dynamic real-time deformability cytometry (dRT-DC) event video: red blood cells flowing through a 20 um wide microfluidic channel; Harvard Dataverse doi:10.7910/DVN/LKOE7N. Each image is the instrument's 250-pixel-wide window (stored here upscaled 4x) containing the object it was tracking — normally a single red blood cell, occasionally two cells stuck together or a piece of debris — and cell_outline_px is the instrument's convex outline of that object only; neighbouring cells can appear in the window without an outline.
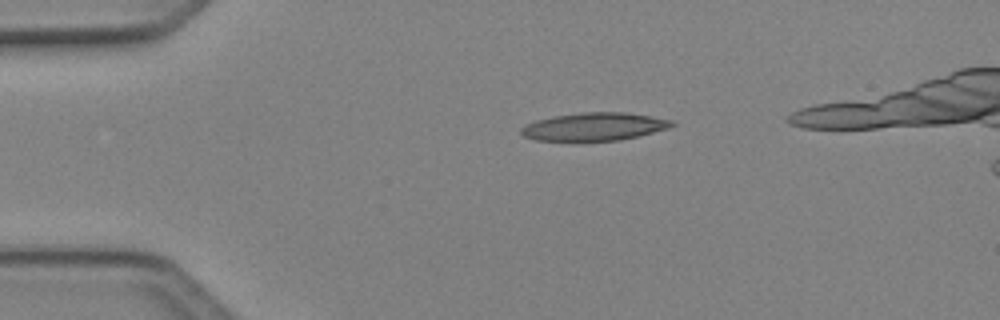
{"species": "Egyptian fruit bat (a non-hibernating species)", "species_latin": "Rousettus aegyptiacus", "temperature_condition": "cold", "stored_images_in_passage": 36, "camera_frame_rate_fps": 3000, "um_per_image_px": 0.085, "animal": {"sex": "female"}, "frame": {"image": 1, "passage_image": 1, "time_ms": 0.0, "image_size_px": [1000, 320], "cell_outline_px": [[676, 124], [668, 128], [620, 140], [572, 144], [536, 140], [524, 136], [520, 132], [520, 128], [524, 124], [536, 120], [556, 116], [584, 112], [624, 112], [672, 120]], "centroid_in_image_um": [50.4, 10.82], "position_along_channel_um": 34.6, "area_um2": 25.32}}
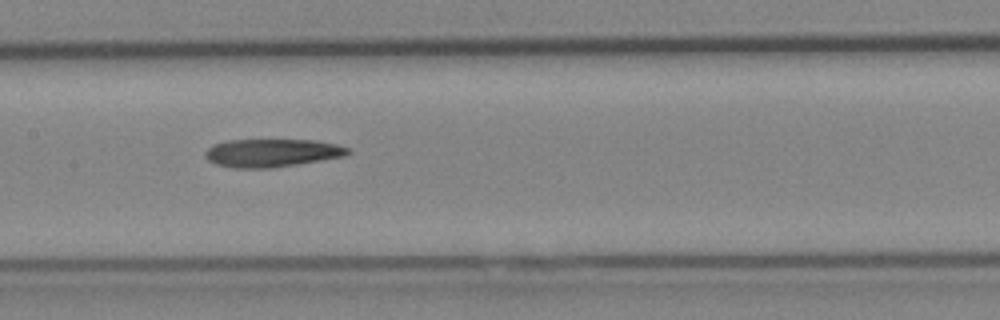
{"frame": {"image": 2, "passage_image": 15, "time_ms": 4.667, "image_size_px": [1000, 320], "cell_outline_px": [[352, 152], [344, 156], [272, 168], [236, 168], [216, 164], [208, 160], [204, 156], [204, 152], [212, 144], [228, 140], [316, 140], [336, 144], [348, 148]], "centroid_in_image_um": [23.08, 12.99], "position_along_channel_um": 184.3, "area_um2": 23.29}}
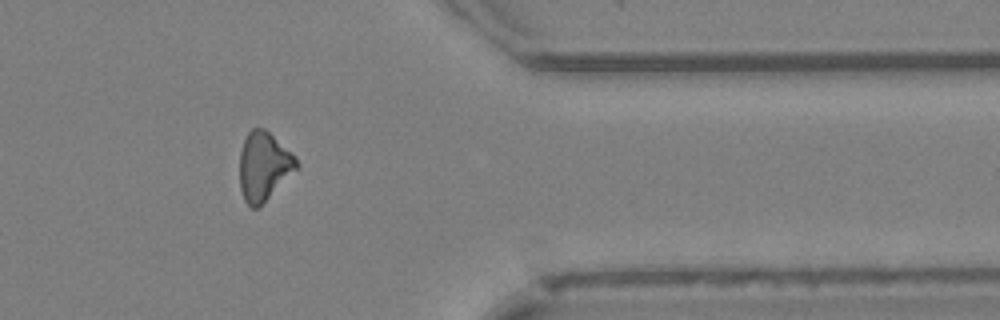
{"frame": {"image": 3, "passage_image": 31, "time_ms": 10.0, "image_size_px": [1000, 320], "cell_outline_px": [[300, 164], [256, 208], [252, 208], [244, 200], [240, 188], [240, 152], [244, 140], [248, 132], [252, 128], [264, 128], [296, 156]], "centroid_in_image_um": [22.39, 14.08], "position_along_channel_um": 389.0, "area_um2": 22.08}}